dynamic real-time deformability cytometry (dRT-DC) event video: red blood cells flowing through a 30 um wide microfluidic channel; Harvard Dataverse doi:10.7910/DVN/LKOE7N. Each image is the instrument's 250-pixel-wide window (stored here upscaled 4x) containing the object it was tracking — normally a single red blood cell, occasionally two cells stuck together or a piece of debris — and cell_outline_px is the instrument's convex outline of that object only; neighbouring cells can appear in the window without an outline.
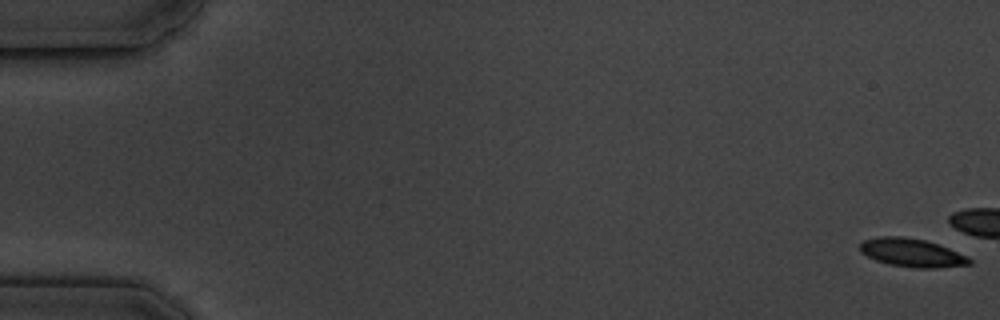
{"species": "common noctule bat (a hibernating species)", "species_latin": "Nyctalus noctula", "temperature_condition": "cold", "stored_images_in_passage": 6, "camera_frame_rate_fps": 3000, "um_per_image_px": 0.085, "animal": {"sex": "male", "body_mass_g": 19.5, "forearm_length_mm": 54.6}, "frame": {"image": 1, "passage_image": 1, "time_ms": 0.0, "image_size_px": [1000, 320], "cell_outline_px": [[972, 264], [936, 268], [916, 268], [888, 264], [876, 260], [860, 252], [860, 244], [864, 240], [880, 236], [904, 236], [924, 240], [940, 244], [968, 256], [972, 260]], "centroid_in_image_um": [77.54, 21.48], "position_along_channel_um": 7.5, "area_um2": 18.21}}